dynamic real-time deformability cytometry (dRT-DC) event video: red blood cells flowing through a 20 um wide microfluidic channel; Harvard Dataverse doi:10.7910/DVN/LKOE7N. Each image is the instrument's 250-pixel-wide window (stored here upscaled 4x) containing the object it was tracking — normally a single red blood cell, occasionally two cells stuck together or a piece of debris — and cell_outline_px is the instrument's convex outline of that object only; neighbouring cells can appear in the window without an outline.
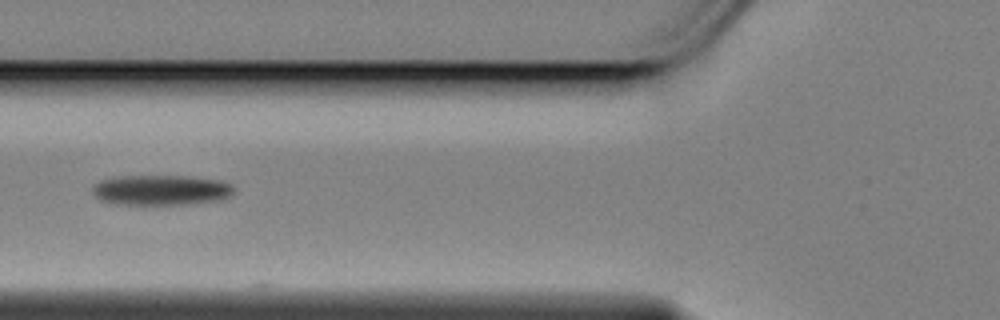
{"species": "Egyptian fruit bat (a non-hibernating species)", "species_latin": "Rousettus aegyptiacus", "temperature_condition": "cold", "stored_images_in_passage": 11, "camera_frame_rate_fps": 3000, "um_per_image_px": 0.085, "animal": {"sex": "female"}, "frame": {"image": 1, "passage_image": 10, "time_ms": 3.0, "image_size_px": [1000, 320], "cell_outline_px": [[236, 192], [232, 196], [224, 200], [180, 204], [112, 204], [100, 200], [92, 192], [92, 188], [100, 180], [116, 176], [192, 176], [220, 180], [232, 184], [236, 188]], "centroid_in_image_um": [13.75, 16.15], "position_along_channel_um": 112.0, "area_um2": 25.32}}